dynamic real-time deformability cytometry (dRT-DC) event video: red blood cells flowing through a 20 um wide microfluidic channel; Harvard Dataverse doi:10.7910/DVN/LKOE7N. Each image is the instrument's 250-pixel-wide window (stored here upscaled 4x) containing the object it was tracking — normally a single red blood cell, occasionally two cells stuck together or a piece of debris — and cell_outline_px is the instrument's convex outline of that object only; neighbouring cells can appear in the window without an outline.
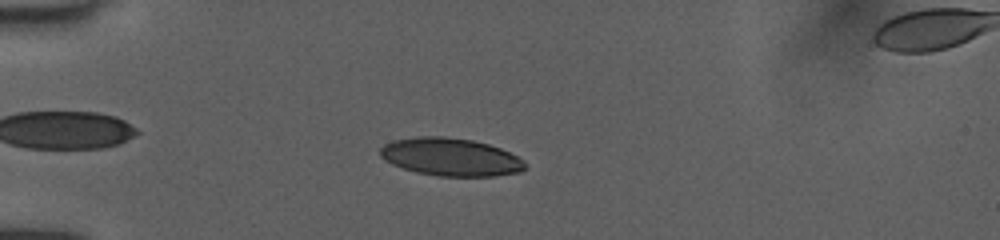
{"species": "human", "species_latin": "Homo sapiens", "temperature_condition": "room temperature", "stored_images_in_passage": 21, "camera_frame_rate_fps": 3000, "um_per_image_px": 0.085, "donor": {"sex": "female"}, "frame": {"image": 1, "passage_image": 10, "time_ms": 3.0, "image_size_px": [1000, 240], "cell_outline_px": [[524, 168], [520, 172], [496, 176], [436, 176], [416, 172], [392, 164], [380, 156], [380, 148], [384, 144], [396, 140], [420, 136], [440, 136], [472, 140], [488, 144], [500, 148], [516, 156], [524, 164]], "centroid_in_image_um": [38.27, 13.35], "position_along_channel_um": 46.7, "area_um2": 31.62}}
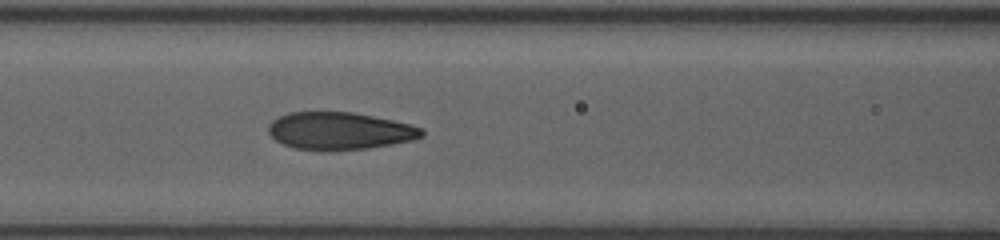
{"frame": {"image": 2, "passage_image": 18, "time_ms": 5.667, "image_size_px": [1000, 240], "cell_outline_px": [[424, 136], [412, 140], [392, 144], [368, 148], [328, 152], [320, 152], [292, 148], [276, 140], [268, 132], [268, 124], [272, 120], [288, 112], [352, 112], [392, 120], [408, 124], [420, 128], [424, 132]], "centroid_in_image_um": [28.82, 11.15], "position_along_channel_um": 137.8, "area_um2": 33.76}}
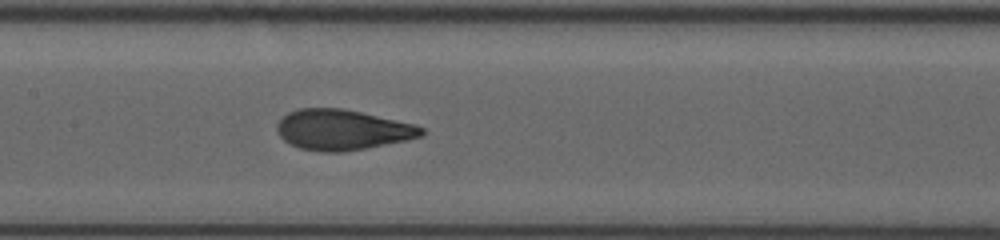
{"frame": {"image": 3, "passage_image": 21, "time_ms": 6.667, "image_size_px": [1000, 240], "cell_outline_px": [[424, 136], [408, 140], [344, 152], [320, 152], [300, 148], [284, 140], [280, 136], [276, 128], [276, 124], [288, 112], [300, 108], [344, 108], [416, 124], [424, 128]], "centroid_in_image_um": [29.13, 11.03], "position_along_channel_um": 178.3, "area_um2": 34.22}}